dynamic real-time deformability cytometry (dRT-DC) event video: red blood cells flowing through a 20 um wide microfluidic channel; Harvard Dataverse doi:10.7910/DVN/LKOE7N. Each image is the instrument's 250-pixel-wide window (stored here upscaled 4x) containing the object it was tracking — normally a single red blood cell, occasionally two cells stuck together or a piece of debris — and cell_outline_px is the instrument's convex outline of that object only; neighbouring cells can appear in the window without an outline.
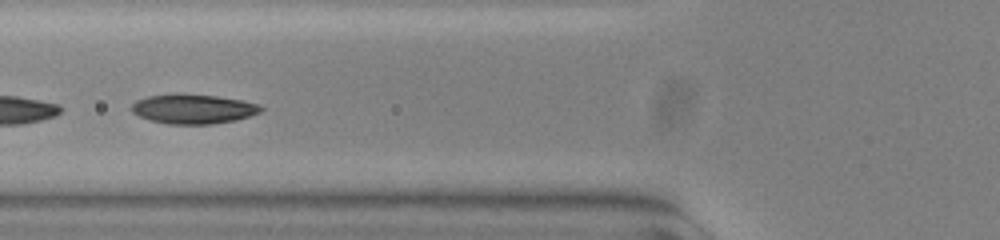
{"species": "common noctule bat (a hibernating species)", "species_latin": "Nyctalus noctula", "temperature_condition": "warm", "stored_images_in_passage": 23, "camera_frame_rate_fps": 3000, "um_per_image_px": 0.085, "animal": {"sex": "female", "body_mass_g": 23.0, "forearm_length_mm": 53.4}, "frame": {"image": 1, "passage_image": 21, "time_ms": 6.667, "image_size_px": [1000, 240], "cell_outline_px": [[264, 108], [260, 112], [236, 120], [212, 124], [168, 124], [148, 120], [132, 112], [132, 104], [136, 100], [148, 96], [216, 96], [244, 100], [260, 104]], "centroid_in_image_um": [16.47, 9.3], "position_along_channel_um": 109.3, "area_um2": 21.62}}